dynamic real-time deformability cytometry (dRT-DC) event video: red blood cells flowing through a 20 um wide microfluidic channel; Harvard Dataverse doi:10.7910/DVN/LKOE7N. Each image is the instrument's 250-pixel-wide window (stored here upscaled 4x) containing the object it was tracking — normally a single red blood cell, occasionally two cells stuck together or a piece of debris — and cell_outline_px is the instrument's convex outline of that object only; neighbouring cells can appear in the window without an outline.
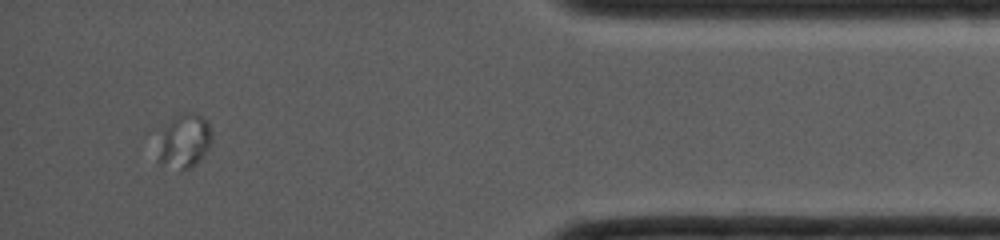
{"species": "common noctule bat (a hibernating species)", "species_latin": "Nyctalus noctula", "temperature_condition": "cold", "stored_images_in_passage": 41, "camera_frame_rate_fps": 4000, "um_per_image_px": 0.085, "animal": {"sex": "female", "body_mass_g": 19.0, "forearm_length_mm": 53.3}, "frame": {"image": 1, "passage_image": 36, "time_ms": 7.25, "image_size_px": [1000, 240], "cell_outline_px": [[212, 140], [208, 148], [200, 160], [196, 164], [188, 168], [180, 168], [160, 164], [160, 152], [164, 132], [168, 124], [176, 116], [184, 112], [192, 112], [200, 116], [208, 124], [212, 136]], "centroid_in_image_um": [15.74, 11.98], "position_along_channel_um": 419.5, "area_um2": 15.95}}